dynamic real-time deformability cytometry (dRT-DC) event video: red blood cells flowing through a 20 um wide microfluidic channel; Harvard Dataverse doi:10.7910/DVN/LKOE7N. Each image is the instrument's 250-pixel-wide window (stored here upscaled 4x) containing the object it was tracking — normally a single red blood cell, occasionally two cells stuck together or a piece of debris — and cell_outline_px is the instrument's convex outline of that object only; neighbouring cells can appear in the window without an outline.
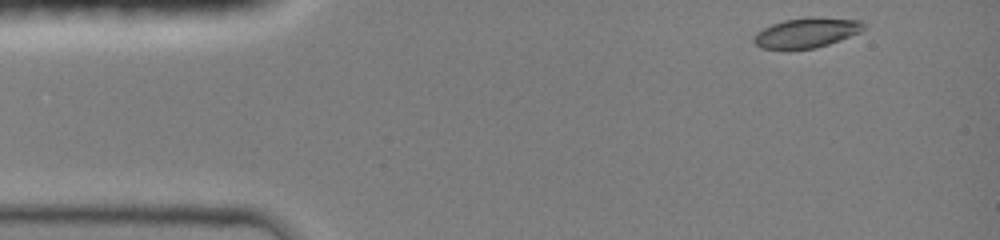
{"species": "common noctule bat (a hibernating species)", "species_latin": "Nyctalus noctula", "temperature_condition": "room temperature", "stored_images_in_passage": 43, "camera_frame_rate_fps": 3000, "um_per_image_px": 0.085, "animal": {"sex": "female", "body_mass_g": 19.0, "forearm_length_mm": 51.5}, "frame": {"image": 1, "passage_image": 1, "time_ms": 0.0, "image_size_px": [1000, 240], "cell_outline_px": [[868, 24], [860, 32], [840, 40], [816, 48], [788, 52], [784, 52], [760, 48], [752, 40], [752, 36], [756, 32], [772, 24], [784, 20], [808, 16], [812, 16], [860, 20]], "centroid_in_image_um": [68.51, 2.82], "position_along_channel_um": 16.5, "area_um2": 20.06}}
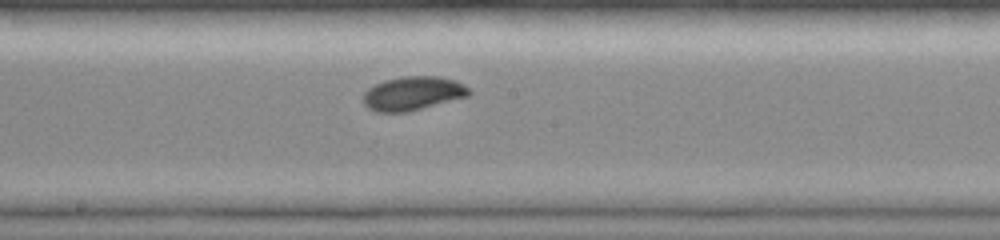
{"frame": {"image": 2, "passage_image": 21, "time_ms": 6.667, "image_size_px": [1000, 240], "cell_outline_px": [[472, 92], [468, 96], [408, 112], [376, 112], [368, 108], [364, 104], [364, 92], [368, 88], [384, 80], [400, 76], [440, 76], [456, 80], [464, 84]], "centroid_in_image_um": [35.1, 7.93], "position_along_channel_um": 213.1, "area_um2": 20.98}}
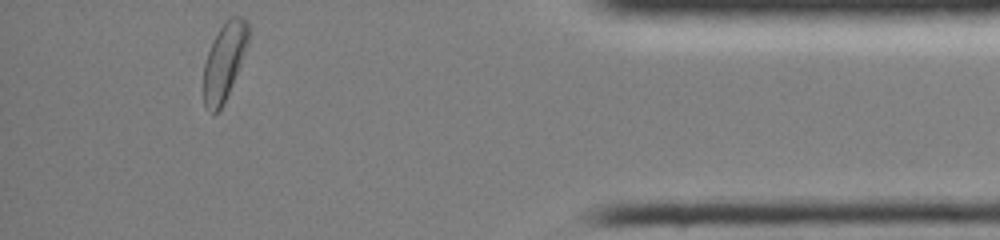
{"frame": {"image": 3, "passage_image": 42, "time_ms": 12.333, "image_size_px": [1000, 240], "cell_outline_px": [[248, 44], [224, 104], [216, 112], [212, 112], [204, 104], [204, 64], [208, 52], [220, 28], [232, 16], [240, 16], [248, 20]], "centroid_in_image_um": [19.08, 5.21], "position_along_channel_um": 416.1, "area_um2": 19.54}, "authors_computed_cell_mechanics": {"area_um2": 20.0566, "velocity_mm_per_s": 4.1812, "shape_relaxation_time_tau1_ms": 3.043, "shape_relaxation_time_tau2_ms": null, "deformation_change_tau1": 0.1228, "deformation_change_tau2": null}}